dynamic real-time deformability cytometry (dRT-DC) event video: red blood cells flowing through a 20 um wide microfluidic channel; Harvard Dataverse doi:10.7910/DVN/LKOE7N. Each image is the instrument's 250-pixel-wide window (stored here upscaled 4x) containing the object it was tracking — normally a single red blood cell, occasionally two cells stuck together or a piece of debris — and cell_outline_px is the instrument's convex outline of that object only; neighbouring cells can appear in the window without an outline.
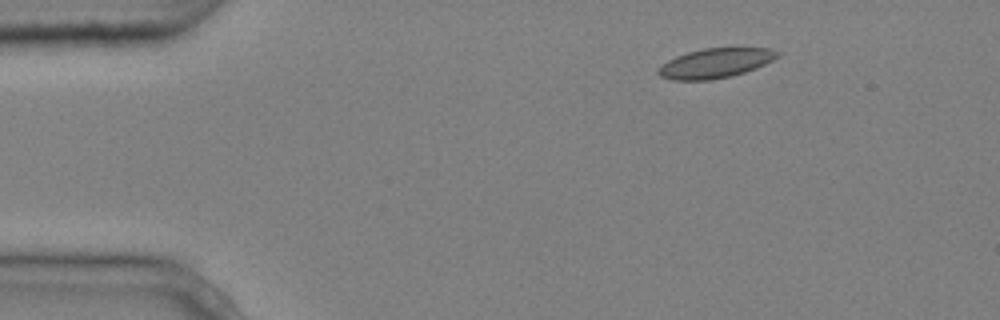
{"species": "common noctule bat (a hibernating species)", "species_latin": "Nyctalus noctula", "temperature_condition": "cold", "stored_images_in_passage": 4, "camera_frame_rate_fps": 3000, "um_per_image_px": 0.085, "animal": {"sex": "male", "body_mass_g": 20.4}, "frame": {"image": 1, "passage_image": 1, "time_ms": 0.0, "image_size_px": [1000, 320], "cell_outline_px": [[780, 56], [756, 68], [732, 76], [712, 80], [672, 80], [660, 76], [656, 72], [668, 60], [676, 56], [688, 52], [704, 48], [736, 44], [772, 48], [780, 52]], "centroid_in_image_um": [60.91, 5.3], "position_along_channel_um": 24.1, "area_um2": 21.5}}
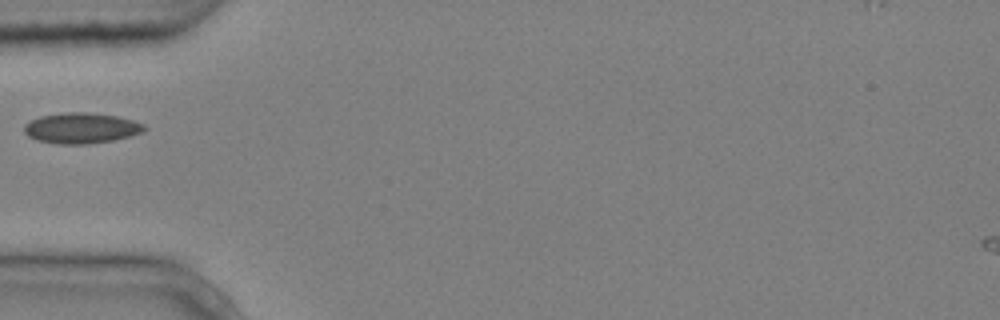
{"frame": {"image": 2, "passage_image": 4, "time_ms": 1.0, "image_size_px": [1000, 320], "cell_outline_px": [[148, 128], [140, 132], [128, 136], [112, 140], [88, 144], [56, 144], [36, 140], [28, 136], [24, 132], [24, 124], [40, 116], [64, 112], [88, 112], [116, 116], [132, 120], [144, 124]], "centroid_in_image_um": [6.87, 10.88], "position_along_channel_um": 78.1, "area_um2": 21.39}}